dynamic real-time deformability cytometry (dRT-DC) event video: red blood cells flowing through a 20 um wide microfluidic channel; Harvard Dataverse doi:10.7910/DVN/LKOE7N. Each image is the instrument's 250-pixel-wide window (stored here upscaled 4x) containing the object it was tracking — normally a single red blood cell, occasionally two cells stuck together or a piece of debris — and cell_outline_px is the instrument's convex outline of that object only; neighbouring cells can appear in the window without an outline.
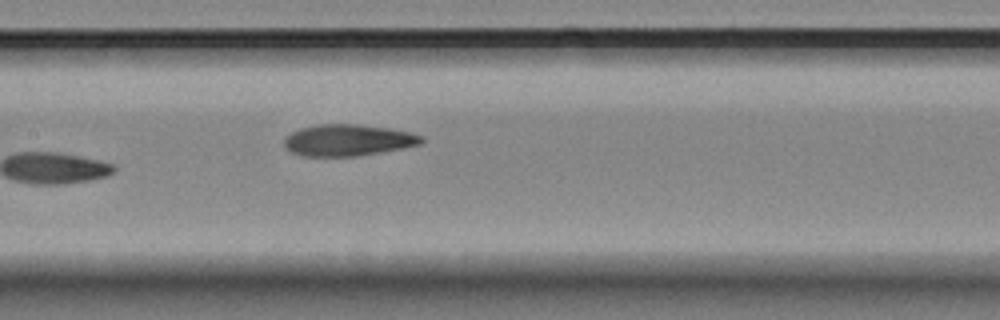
{"species": "Egyptian fruit bat (a non-hibernating species)", "species_latin": "Rousettus aegyptiacus", "temperature_condition": "room temperature", "stored_images_in_passage": 8, "camera_frame_rate_fps": 3000, "um_per_image_px": 0.085, "animal": {"sex": "female"}, "frame": {"image": 1, "passage_image": 8, "time_ms": 2.333, "image_size_px": [1000, 320], "cell_outline_px": [[424, 140], [420, 144], [400, 148], [356, 156], [300, 156], [284, 148], [284, 136], [300, 128], [320, 124], [356, 124], [388, 128], [408, 132], [424, 136]], "centroid_in_image_um": [29.52, 11.91], "position_along_channel_um": 177.9, "area_um2": 25.09}}